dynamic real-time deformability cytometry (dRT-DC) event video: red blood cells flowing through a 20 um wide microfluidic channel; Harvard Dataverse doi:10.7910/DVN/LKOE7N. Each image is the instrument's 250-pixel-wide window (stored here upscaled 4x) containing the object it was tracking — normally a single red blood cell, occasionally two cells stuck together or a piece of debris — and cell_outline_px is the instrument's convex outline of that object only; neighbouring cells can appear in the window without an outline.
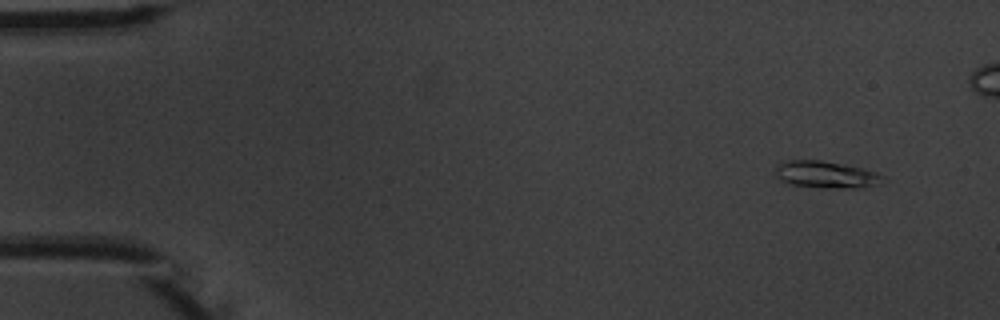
{"species": "common noctule bat (a hibernating species)", "species_latin": "Nyctalus noctula", "temperature_condition": "warm", "stored_images_in_passage": 6, "camera_frame_rate_fps": 3000, "um_per_image_px": 0.085, "animal": {"sex": "male", "body_mass_g": 20.1, "forearm_length_mm": 53.5}, "frame": {"image": 1, "passage_image": 2, "time_ms": 1.333, "image_size_px": [1000, 320], "cell_outline_px": [[888, 180], [864, 188], [824, 188], [792, 184], [784, 180], [776, 172], [776, 168], [780, 164], [788, 160], [820, 160], [860, 168], [876, 172], [884, 176]], "centroid_in_image_um": [70.31, 14.85], "position_along_channel_um": 14.7, "area_um2": 16.53}}